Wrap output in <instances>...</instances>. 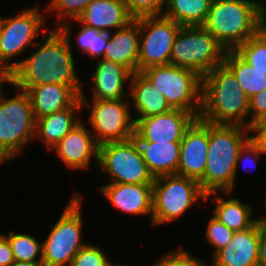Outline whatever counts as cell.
<instances>
[{"instance_id": "44dd1931", "label": "cell", "mask_w": 266, "mask_h": 266, "mask_svg": "<svg viewBox=\"0 0 266 266\" xmlns=\"http://www.w3.org/2000/svg\"><path fill=\"white\" fill-rule=\"evenodd\" d=\"M133 19L122 0H92L75 21L98 31L110 33L111 29L122 28Z\"/></svg>"}, {"instance_id": "f546056e", "label": "cell", "mask_w": 266, "mask_h": 266, "mask_svg": "<svg viewBox=\"0 0 266 266\" xmlns=\"http://www.w3.org/2000/svg\"><path fill=\"white\" fill-rule=\"evenodd\" d=\"M234 51L255 69L266 72V24Z\"/></svg>"}, {"instance_id": "d590c367", "label": "cell", "mask_w": 266, "mask_h": 266, "mask_svg": "<svg viewBox=\"0 0 266 266\" xmlns=\"http://www.w3.org/2000/svg\"><path fill=\"white\" fill-rule=\"evenodd\" d=\"M194 257L183 248H178L171 253L165 254L161 259L159 258V261L155 262L153 266H206L205 263Z\"/></svg>"}, {"instance_id": "74e56055", "label": "cell", "mask_w": 266, "mask_h": 266, "mask_svg": "<svg viewBox=\"0 0 266 266\" xmlns=\"http://www.w3.org/2000/svg\"><path fill=\"white\" fill-rule=\"evenodd\" d=\"M261 154H266V152L260 147V145L251 137L245 145L239 150L237 156V165L236 168L239 166V162H243V165L248 163V165H253L257 163V159L260 158ZM247 155V156H246ZM246 156V159L245 157ZM244 158V159H243ZM244 160V161H243ZM246 162V163H245ZM247 165V164H246ZM252 167V166H251Z\"/></svg>"}, {"instance_id": "8fae6325", "label": "cell", "mask_w": 266, "mask_h": 266, "mask_svg": "<svg viewBox=\"0 0 266 266\" xmlns=\"http://www.w3.org/2000/svg\"><path fill=\"white\" fill-rule=\"evenodd\" d=\"M82 107L90 106L89 124L91 133L100 146L110 142L126 141L135 134V122L124 99H91L88 102L84 92L80 95ZM125 101V102H124ZM91 104V105H90Z\"/></svg>"}, {"instance_id": "5bb4252c", "label": "cell", "mask_w": 266, "mask_h": 266, "mask_svg": "<svg viewBox=\"0 0 266 266\" xmlns=\"http://www.w3.org/2000/svg\"><path fill=\"white\" fill-rule=\"evenodd\" d=\"M197 119L191 113L180 109H171L166 113L134 118L136 141L181 142L186 130Z\"/></svg>"}, {"instance_id": "f1b7e54d", "label": "cell", "mask_w": 266, "mask_h": 266, "mask_svg": "<svg viewBox=\"0 0 266 266\" xmlns=\"http://www.w3.org/2000/svg\"><path fill=\"white\" fill-rule=\"evenodd\" d=\"M5 236L9 241L15 261L42 263V243L37 241L36 237L24 233L15 234L13 231Z\"/></svg>"}, {"instance_id": "3957f363", "label": "cell", "mask_w": 266, "mask_h": 266, "mask_svg": "<svg viewBox=\"0 0 266 266\" xmlns=\"http://www.w3.org/2000/svg\"><path fill=\"white\" fill-rule=\"evenodd\" d=\"M266 24V5L256 0H212L202 25L226 49L235 50Z\"/></svg>"}, {"instance_id": "484cf974", "label": "cell", "mask_w": 266, "mask_h": 266, "mask_svg": "<svg viewBox=\"0 0 266 266\" xmlns=\"http://www.w3.org/2000/svg\"><path fill=\"white\" fill-rule=\"evenodd\" d=\"M213 195L216 207L212 210V215L220 223L224 224L234 232L243 231L252 227L258 219H252V208L245 202L237 198H230L224 200L217 192L206 194L205 200Z\"/></svg>"}, {"instance_id": "4dcf8cb0", "label": "cell", "mask_w": 266, "mask_h": 266, "mask_svg": "<svg viewBox=\"0 0 266 266\" xmlns=\"http://www.w3.org/2000/svg\"><path fill=\"white\" fill-rule=\"evenodd\" d=\"M76 38L83 53L85 52V54L96 59H99V56L103 58L109 40V33L83 25L80 27Z\"/></svg>"}, {"instance_id": "52a82bcc", "label": "cell", "mask_w": 266, "mask_h": 266, "mask_svg": "<svg viewBox=\"0 0 266 266\" xmlns=\"http://www.w3.org/2000/svg\"><path fill=\"white\" fill-rule=\"evenodd\" d=\"M226 49L203 26H182L176 36L170 64L203 77L223 64Z\"/></svg>"}, {"instance_id": "4fadbf2b", "label": "cell", "mask_w": 266, "mask_h": 266, "mask_svg": "<svg viewBox=\"0 0 266 266\" xmlns=\"http://www.w3.org/2000/svg\"><path fill=\"white\" fill-rule=\"evenodd\" d=\"M38 6L3 18L0 22V71L11 74V60L26 50L27 46L37 47L41 42L34 39L41 32L45 16Z\"/></svg>"}, {"instance_id": "f6af8a7d", "label": "cell", "mask_w": 266, "mask_h": 266, "mask_svg": "<svg viewBox=\"0 0 266 266\" xmlns=\"http://www.w3.org/2000/svg\"><path fill=\"white\" fill-rule=\"evenodd\" d=\"M265 202H266V197H265ZM258 221L261 222L262 224H266V217L258 218Z\"/></svg>"}, {"instance_id": "5b68a950", "label": "cell", "mask_w": 266, "mask_h": 266, "mask_svg": "<svg viewBox=\"0 0 266 266\" xmlns=\"http://www.w3.org/2000/svg\"><path fill=\"white\" fill-rule=\"evenodd\" d=\"M17 91L15 97L3 94L0 98V164L13 160L35 138L36 119L30 98L25 91Z\"/></svg>"}, {"instance_id": "1f68e13d", "label": "cell", "mask_w": 266, "mask_h": 266, "mask_svg": "<svg viewBox=\"0 0 266 266\" xmlns=\"http://www.w3.org/2000/svg\"><path fill=\"white\" fill-rule=\"evenodd\" d=\"M92 0H52L47 10L58 13V20L65 19L77 20L84 12L86 6ZM68 17V18H66Z\"/></svg>"}, {"instance_id": "4316f807", "label": "cell", "mask_w": 266, "mask_h": 266, "mask_svg": "<svg viewBox=\"0 0 266 266\" xmlns=\"http://www.w3.org/2000/svg\"><path fill=\"white\" fill-rule=\"evenodd\" d=\"M212 0H166L162 15L181 26H202Z\"/></svg>"}, {"instance_id": "d6986e66", "label": "cell", "mask_w": 266, "mask_h": 266, "mask_svg": "<svg viewBox=\"0 0 266 266\" xmlns=\"http://www.w3.org/2000/svg\"><path fill=\"white\" fill-rule=\"evenodd\" d=\"M99 188L114 207L125 213L152 214V184L108 183Z\"/></svg>"}, {"instance_id": "2e32d148", "label": "cell", "mask_w": 266, "mask_h": 266, "mask_svg": "<svg viewBox=\"0 0 266 266\" xmlns=\"http://www.w3.org/2000/svg\"><path fill=\"white\" fill-rule=\"evenodd\" d=\"M83 122L61 139L51 150H55L60 160L70 169H85L94 157L98 163L99 145L95 141L92 130L88 131Z\"/></svg>"}, {"instance_id": "8d00e7d4", "label": "cell", "mask_w": 266, "mask_h": 266, "mask_svg": "<svg viewBox=\"0 0 266 266\" xmlns=\"http://www.w3.org/2000/svg\"><path fill=\"white\" fill-rule=\"evenodd\" d=\"M266 112V88L249 98V114L252 116L247 121V127L251 128Z\"/></svg>"}, {"instance_id": "ac0fdd59", "label": "cell", "mask_w": 266, "mask_h": 266, "mask_svg": "<svg viewBox=\"0 0 266 266\" xmlns=\"http://www.w3.org/2000/svg\"><path fill=\"white\" fill-rule=\"evenodd\" d=\"M82 86L43 84L25 90L28 94L35 119L71 107L79 98Z\"/></svg>"}, {"instance_id": "7402d4cb", "label": "cell", "mask_w": 266, "mask_h": 266, "mask_svg": "<svg viewBox=\"0 0 266 266\" xmlns=\"http://www.w3.org/2000/svg\"><path fill=\"white\" fill-rule=\"evenodd\" d=\"M131 76L132 73L126 67L113 61L98 59L92 75V99H124L125 84L130 82Z\"/></svg>"}, {"instance_id": "f35d334b", "label": "cell", "mask_w": 266, "mask_h": 266, "mask_svg": "<svg viewBox=\"0 0 266 266\" xmlns=\"http://www.w3.org/2000/svg\"><path fill=\"white\" fill-rule=\"evenodd\" d=\"M15 262L7 237L0 234V266H11Z\"/></svg>"}, {"instance_id": "cb8c5ba5", "label": "cell", "mask_w": 266, "mask_h": 266, "mask_svg": "<svg viewBox=\"0 0 266 266\" xmlns=\"http://www.w3.org/2000/svg\"><path fill=\"white\" fill-rule=\"evenodd\" d=\"M82 108L79 98L69 108L36 119L35 137L40 138L51 150L81 121L80 118L75 117V114L80 113Z\"/></svg>"}, {"instance_id": "277c9868", "label": "cell", "mask_w": 266, "mask_h": 266, "mask_svg": "<svg viewBox=\"0 0 266 266\" xmlns=\"http://www.w3.org/2000/svg\"><path fill=\"white\" fill-rule=\"evenodd\" d=\"M249 98L233 72L223 63L202 77L200 119L213 124L247 127Z\"/></svg>"}, {"instance_id": "bcb514c9", "label": "cell", "mask_w": 266, "mask_h": 266, "mask_svg": "<svg viewBox=\"0 0 266 266\" xmlns=\"http://www.w3.org/2000/svg\"><path fill=\"white\" fill-rule=\"evenodd\" d=\"M110 266H122V265H119V264H113V263H111V265Z\"/></svg>"}, {"instance_id": "603a6c76", "label": "cell", "mask_w": 266, "mask_h": 266, "mask_svg": "<svg viewBox=\"0 0 266 266\" xmlns=\"http://www.w3.org/2000/svg\"><path fill=\"white\" fill-rule=\"evenodd\" d=\"M129 89L130 100L134 103L132 106L138 114L136 118L150 117L172 109L161 91L142 72L132 74Z\"/></svg>"}, {"instance_id": "6da1fadb", "label": "cell", "mask_w": 266, "mask_h": 266, "mask_svg": "<svg viewBox=\"0 0 266 266\" xmlns=\"http://www.w3.org/2000/svg\"><path fill=\"white\" fill-rule=\"evenodd\" d=\"M69 21L57 24L31 56L11 62L13 86L22 91L51 83L81 86L70 44L72 27Z\"/></svg>"}, {"instance_id": "e0dca14e", "label": "cell", "mask_w": 266, "mask_h": 266, "mask_svg": "<svg viewBox=\"0 0 266 266\" xmlns=\"http://www.w3.org/2000/svg\"><path fill=\"white\" fill-rule=\"evenodd\" d=\"M261 222L235 232L231 241L213 256V266H258Z\"/></svg>"}, {"instance_id": "7c38bea8", "label": "cell", "mask_w": 266, "mask_h": 266, "mask_svg": "<svg viewBox=\"0 0 266 266\" xmlns=\"http://www.w3.org/2000/svg\"><path fill=\"white\" fill-rule=\"evenodd\" d=\"M136 19L140 29L137 72L151 66L170 64L173 44L182 26L164 15Z\"/></svg>"}, {"instance_id": "83f0119b", "label": "cell", "mask_w": 266, "mask_h": 266, "mask_svg": "<svg viewBox=\"0 0 266 266\" xmlns=\"http://www.w3.org/2000/svg\"><path fill=\"white\" fill-rule=\"evenodd\" d=\"M236 76L248 98L266 88V72L259 71L243 60L234 50H226L223 62Z\"/></svg>"}, {"instance_id": "9c48e42d", "label": "cell", "mask_w": 266, "mask_h": 266, "mask_svg": "<svg viewBox=\"0 0 266 266\" xmlns=\"http://www.w3.org/2000/svg\"><path fill=\"white\" fill-rule=\"evenodd\" d=\"M82 197L74 194L65 211L42 242L44 266H70L74 256L87 244L82 239Z\"/></svg>"}, {"instance_id": "60d3db41", "label": "cell", "mask_w": 266, "mask_h": 266, "mask_svg": "<svg viewBox=\"0 0 266 266\" xmlns=\"http://www.w3.org/2000/svg\"><path fill=\"white\" fill-rule=\"evenodd\" d=\"M251 132L256 133V135H252V138L266 152V125H253Z\"/></svg>"}, {"instance_id": "ba28073f", "label": "cell", "mask_w": 266, "mask_h": 266, "mask_svg": "<svg viewBox=\"0 0 266 266\" xmlns=\"http://www.w3.org/2000/svg\"><path fill=\"white\" fill-rule=\"evenodd\" d=\"M200 183L179 175L156 177L152 184V225L171 223L183 216L196 200L205 201Z\"/></svg>"}, {"instance_id": "9a60e30c", "label": "cell", "mask_w": 266, "mask_h": 266, "mask_svg": "<svg viewBox=\"0 0 266 266\" xmlns=\"http://www.w3.org/2000/svg\"><path fill=\"white\" fill-rule=\"evenodd\" d=\"M209 145V122L197 118L180 142L177 175L199 181L204 176Z\"/></svg>"}, {"instance_id": "d6a6232c", "label": "cell", "mask_w": 266, "mask_h": 266, "mask_svg": "<svg viewBox=\"0 0 266 266\" xmlns=\"http://www.w3.org/2000/svg\"><path fill=\"white\" fill-rule=\"evenodd\" d=\"M106 254L92 244H86L72 259L70 266H110Z\"/></svg>"}, {"instance_id": "ee69618b", "label": "cell", "mask_w": 266, "mask_h": 266, "mask_svg": "<svg viewBox=\"0 0 266 266\" xmlns=\"http://www.w3.org/2000/svg\"><path fill=\"white\" fill-rule=\"evenodd\" d=\"M254 125H266V112Z\"/></svg>"}, {"instance_id": "d4e9b609", "label": "cell", "mask_w": 266, "mask_h": 266, "mask_svg": "<svg viewBox=\"0 0 266 266\" xmlns=\"http://www.w3.org/2000/svg\"><path fill=\"white\" fill-rule=\"evenodd\" d=\"M148 170L154 178L177 175L180 142L136 141Z\"/></svg>"}, {"instance_id": "ab89813d", "label": "cell", "mask_w": 266, "mask_h": 266, "mask_svg": "<svg viewBox=\"0 0 266 266\" xmlns=\"http://www.w3.org/2000/svg\"><path fill=\"white\" fill-rule=\"evenodd\" d=\"M258 266H266V224L261 223V236L258 247Z\"/></svg>"}, {"instance_id": "7bdbcfd3", "label": "cell", "mask_w": 266, "mask_h": 266, "mask_svg": "<svg viewBox=\"0 0 266 266\" xmlns=\"http://www.w3.org/2000/svg\"><path fill=\"white\" fill-rule=\"evenodd\" d=\"M11 266H44L43 263L15 261Z\"/></svg>"}, {"instance_id": "7a4b0ae2", "label": "cell", "mask_w": 266, "mask_h": 266, "mask_svg": "<svg viewBox=\"0 0 266 266\" xmlns=\"http://www.w3.org/2000/svg\"><path fill=\"white\" fill-rule=\"evenodd\" d=\"M251 128L238 124L209 123V145L204 176L198 181L206 193L232 194L239 150L252 137ZM247 134V135H246Z\"/></svg>"}, {"instance_id": "e575fe53", "label": "cell", "mask_w": 266, "mask_h": 266, "mask_svg": "<svg viewBox=\"0 0 266 266\" xmlns=\"http://www.w3.org/2000/svg\"><path fill=\"white\" fill-rule=\"evenodd\" d=\"M129 14L134 18L162 15L166 0H122Z\"/></svg>"}, {"instance_id": "b9f144b4", "label": "cell", "mask_w": 266, "mask_h": 266, "mask_svg": "<svg viewBox=\"0 0 266 266\" xmlns=\"http://www.w3.org/2000/svg\"><path fill=\"white\" fill-rule=\"evenodd\" d=\"M4 82L12 85V75L10 73L0 71V98L4 94L2 89V84H5Z\"/></svg>"}, {"instance_id": "8992f818", "label": "cell", "mask_w": 266, "mask_h": 266, "mask_svg": "<svg viewBox=\"0 0 266 266\" xmlns=\"http://www.w3.org/2000/svg\"><path fill=\"white\" fill-rule=\"evenodd\" d=\"M141 72L161 91L172 109L184 110L200 117L202 77L195 71L166 64L151 66Z\"/></svg>"}, {"instance_id": "ffe728a7", "label": "cell", "mask_w": 266, "mask_h": 266, "mask_svg": "<svg viewBox=\"0 0 266 266\" xmlns=\"http://www.w3.org/2000/svg\"><path fill=\"white\" fill-rule=\"evenodd\" d=\"M140 44V29L137 19L126 26L109 33V40L102 59L126 67L132 74L137 72Z\"/></svg>"}, {"instance_id": "30bf717a", "label": "cell", "mask_w": 266, "mask_h": 266, "mask_svg": "<svg viewBox=\"0 0 266 266\" xmlns=\"http://www.w3.org/2000/svg\"><path fill=\"white\" fill-rule=\"evenodd\" d=\"M99 170L112 177L111 183L153 184L140 148L134 138L110 142L99 146Z\"/></svg>"}, {"instance_id": "836d02e7", "label": "cell", "mask_w": 266, "mask_h": 266, "mask_svg": "<svg viewBox=\"0 0 266 266\" xmlns=\"http://www.w3.org/2000/svg\"><path fill=\"white\" fill-rule=\"evenodd\" d=\"M234 233L215 217H210L205 234L208 242L215 248L213 256L231 241Z\"/></svg>"}]
</instances>
